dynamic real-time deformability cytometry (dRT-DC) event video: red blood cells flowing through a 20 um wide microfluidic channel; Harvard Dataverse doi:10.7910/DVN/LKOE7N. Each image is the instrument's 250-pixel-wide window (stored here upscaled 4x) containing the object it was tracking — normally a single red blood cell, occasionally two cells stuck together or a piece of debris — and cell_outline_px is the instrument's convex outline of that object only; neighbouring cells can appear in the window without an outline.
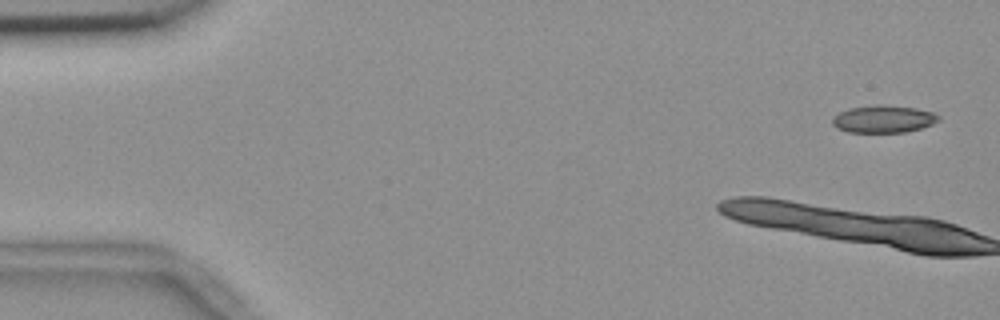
{"species": "common noctule bat (a hibernating species)", "species_latin": "Nyctalus noctula", "temperature_condition": "room temperature", "stored_images_in_passage": 5, "camera_frame_rate_fps": 3000, "um_per_image_px": 0.085, "animal": {"sex": "female", "body_mass_g": 18.4}, "frame": {"image": 1, "passage_image": 1, "time_ms": 0.0, "image_size_px": [1000, 320], "cell_outline_px": [[940, 120], [932, 124], [920, 128], [904, 132], [848, 132], [836, 128], [832, 124], [832, 116], [848, 108], [872, 104], [884, 104], [916, 108], [936, 112], [940, 116]], "centroid_in_image_um": [75.09, 10.1], "position_along_channel_um": 9.9, "area_um2": 17.28}}